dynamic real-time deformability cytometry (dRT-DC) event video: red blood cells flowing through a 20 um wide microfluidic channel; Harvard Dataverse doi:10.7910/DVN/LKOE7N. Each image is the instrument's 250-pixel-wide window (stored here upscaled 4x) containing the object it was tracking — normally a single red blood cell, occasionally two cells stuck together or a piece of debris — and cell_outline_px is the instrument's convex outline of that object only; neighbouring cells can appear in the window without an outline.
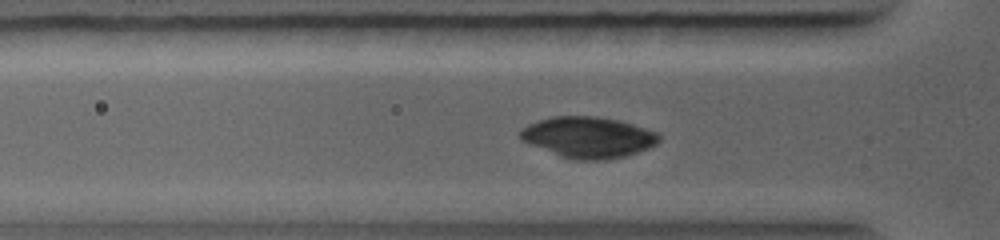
{"species": "common noctule bat (a hibernating species)", "species_latin": "Nyctalus noctula", "temperature_condition": "warm", "stored_images_in_passage": 23, "camera_frame_rate_fps": 5000, "um_per_image_px": 0.085, "animal": {"sex": "female", "body_mass_g": 19.0, "forearm_length_mm": 56.7}, "frame": {"image": 1, "passage_image": 20, "time_ms": 2.8, "image_size_px": [1000, 240], "cell_outline_px": [[660, 140], [656, 144], [648, 148], [624, 156], [608, 160], [576, 160], [560, 156], [528, 144], [520, 140], [520, 132], [528, 124], [552, 116], [596, 116], [620, 120], [656, 132], [660, 136]], "centroid_in_image_um": [49.98, 11.67], "position_along_channel_um": 75.8, "area_um2": 33.12}}